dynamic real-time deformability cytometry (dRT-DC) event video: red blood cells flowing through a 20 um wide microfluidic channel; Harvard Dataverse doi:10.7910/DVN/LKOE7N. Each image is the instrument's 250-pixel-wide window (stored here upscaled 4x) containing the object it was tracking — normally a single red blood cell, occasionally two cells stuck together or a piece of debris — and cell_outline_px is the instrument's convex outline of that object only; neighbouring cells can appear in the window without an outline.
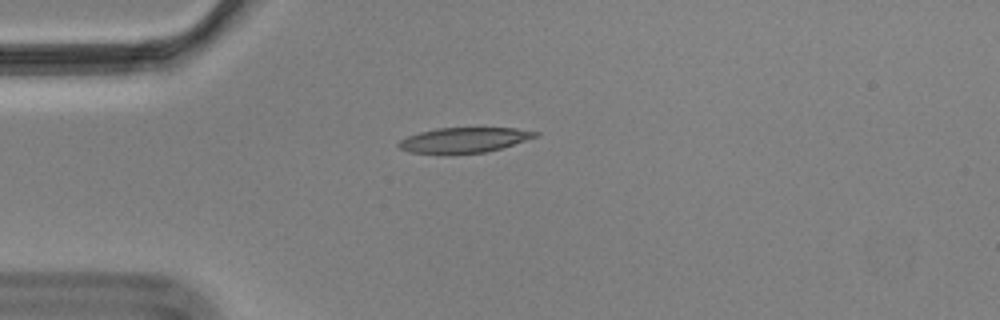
{"species": "Egyptian fruit bat (a non-hibernating species)", "species_latin": "Rousettus aegyptiacus", "temperature_condition": "cold", "stored_images_in_passage": 36, "camera_frame_rate_fps": 3000, "um_per_image_px": 0.085, "animal": {"sex": "male"}, "frame": {"image": 1, "passage_image": 1, "time_ms": 0.0, "image_size_px": [1000, 320], "cell_outline_px": [[540, 132], [536, 136], [500, 148], [484, 152], [408, 152], [400, 148], [396, 144], [400, 140], [408, 136], [420, 132], [436, 128], [516, 128]], "centroid_in_image_um": [39.42, 11.87], "position_along_channel_um": 45.6, "area_um2": 19.25}}
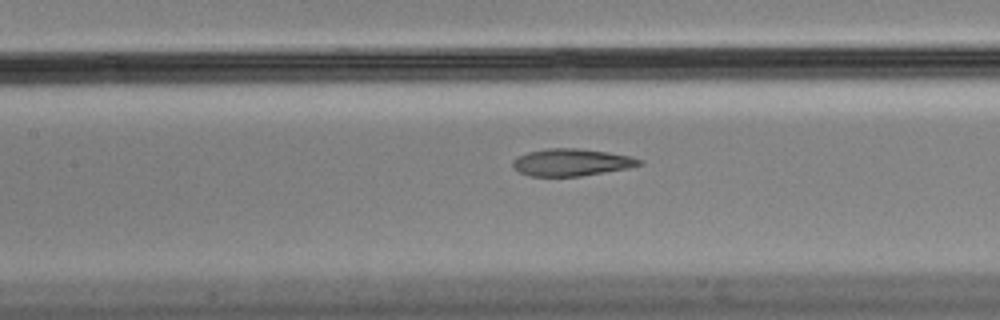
{"frame": {"image": 2, "passage_image": 12, "time_ms": 3.667, "image_size_px": [1000, 320], "cell_outline_px": [[644, 164], [628, 168], [580, 176], [532, 176], [520, 172], [512, 168], [512, 160], [516, 156], [528, 152], [548, 148], [576, 148], [608, 152], [632, 156], [644, 160]], "centroid_in_image_um": [48.58, 13.79], "position_along_channel_um": 158.8, "area_um2": 20.17}}
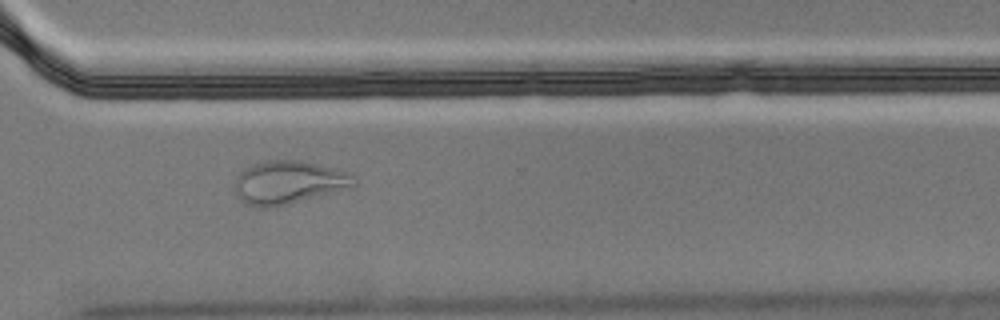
{"frame": {"image": 3, "passage_image": 28, "time_ms": 9.0, "image_size_px": [1000, 320], "cell_outline_px": [[356, 184], [352, 188], [288, 204], [264, 208], [260, 208], [244, 204], [240, 200], [236, 192], [236, 176], [244, 168], [252, 164], [268, 160], [300, 160], [336, 168], [356, 176]], "centroid_in_image_um": [24.55, 15.5], "position_along_channel_um": 346.0, "area_um2": 30.29}, "authors_computed_cell_mechanics": {"area_um2": 20.7502, "velocity_mm_per_s": 3.519, "shape_relaxation_time_tau1_ms": null, "shape_relaxation_time_tau2_ms": 2.1136, "deformation_change_tau1": null, "deformation_change_tau2": 0.0915}}